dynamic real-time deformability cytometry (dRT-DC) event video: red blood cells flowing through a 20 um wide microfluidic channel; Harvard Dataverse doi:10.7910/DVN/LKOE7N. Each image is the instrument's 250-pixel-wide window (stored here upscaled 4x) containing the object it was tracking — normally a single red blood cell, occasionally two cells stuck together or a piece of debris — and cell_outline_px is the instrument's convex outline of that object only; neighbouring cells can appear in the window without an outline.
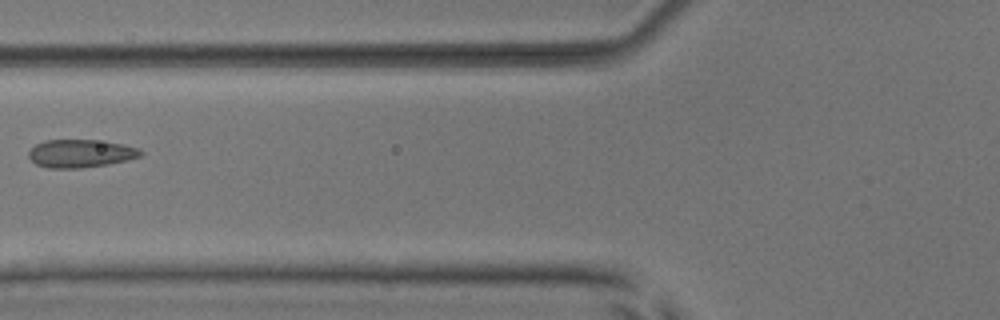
{"species": "common noctule bat (a hibernating species)", "species_latin": "Nyctalus noctula", "temperature_condition": "room temperature", "stored_images_in_passage": 5, "camera_frame_rate_fps": 3000, "um_per_image_px": 0.085, "animal": {"sex": "male", "body_mass_g": 17.9, "forearm_length_mm": 54.2}, "frame": {"image": 1, "passage_image": 5, "time_ms": 4.667, "image_size_px": [1000, 320], "cell_outline_px": [[144, 152], [140, 156], [128, 160], [108, 164], [80, 168], [48, 168], [36, 164], [28, 156], [28, 152], [36, 144], [44, 140], [96, 140], [124, 144], [140, 148]], "centroid_in_image_um": [6.87, 13.04], "position_along_channel_um": 118.9, "area_um2": 18.32}}